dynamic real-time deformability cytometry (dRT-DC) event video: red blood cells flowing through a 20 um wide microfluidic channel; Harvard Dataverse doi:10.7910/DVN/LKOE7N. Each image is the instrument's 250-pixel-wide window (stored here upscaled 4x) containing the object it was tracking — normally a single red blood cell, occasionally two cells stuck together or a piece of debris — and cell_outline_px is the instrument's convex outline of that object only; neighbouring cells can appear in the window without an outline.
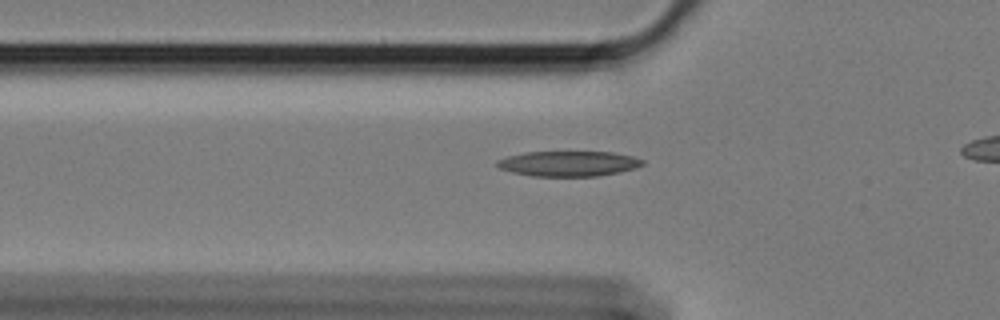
{"species": "Egyptian fruit bat (a non-hibernating species)", "species_latin": "Rousettus aegyptiacus", "temperature_condition": "cold", "stored_images_in_passage": 37, "camera_frame_rate_fps": 3000, "um_per_image_px": 0.085, "animal": {"sex": "female"}, "frame": {"image": 1, "passage_image": 5, "time_ms": 1.333, "image_size_px": [1000, 320], "cell_outline_px": [[644, 164], [636, 168], [620, 172], [596, 176], [532, 176], [512, 172], [500, 168], [496, 164], [496, 160], [508, 156], [524, 152], [612, 152], [632, 156], [644, 160]], "centroid_in_image_um": [48.33, 13.91], "position_along_channel_um": 77.5, "area_um2": 21.39}}
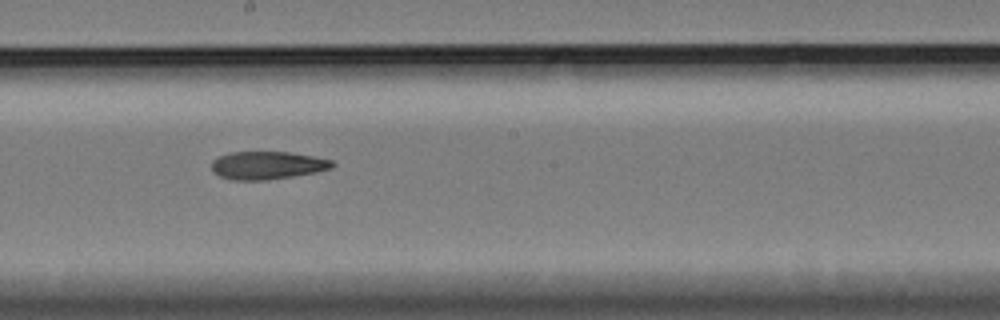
{"frame": {"image": 2, "passage_image": 18, "time_ms": 5.667, "image_size_px": [1000, 320], "cell_outline_px": [[336, 164], [332, 168], [316, 172], [268, 180], [232, 180], [220, 176], [212, 172], [212, 160], [220, 156], [232, 152], [292, 152], [332, 160]], "centroid_in_image_um": [22.73, 14.05], "position_along_channel_um": 225.5, "area_um2": 19.65}}
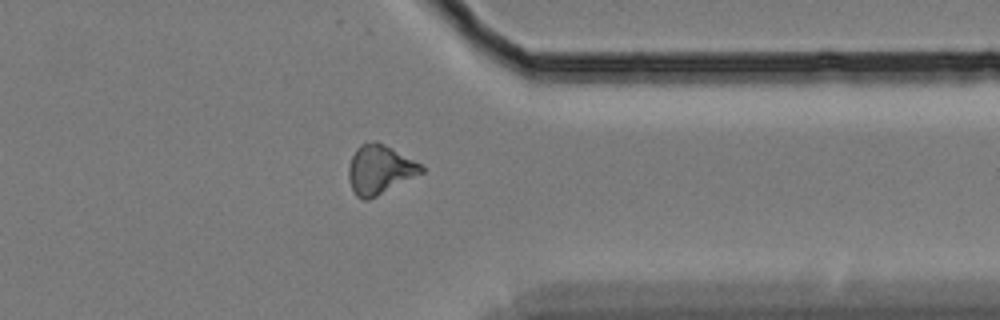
{"frame": {"image": 3, "passage_image": 32, "time_ms": 10.333, "image_size_px": [1000, 320], "cell_outline_px": [[424, 172], [368, 200], [360, 200], [356, 196], [352, 188], [348, 176], [348, 164], [356, 148], [360, 144], [376, 140], [392, 148], [420, 164], [424, 168]], "centroid_in_image_um": [32.24, 14.41], "position_along_channel_um": 379.2, "area_um2": 20.69}, "authors_computed_cell_mechanics": {"area_um2": 20.3456, "velocity_mm_per_s": 3.3892, "shape_relaxation_time_tau1_ms": 6.6796, "shape_relaxation_time_tau2_ms": 8.9513, "deformation_change_tau1": 0.1687, "deformation_change_tau2": 0.1792}}